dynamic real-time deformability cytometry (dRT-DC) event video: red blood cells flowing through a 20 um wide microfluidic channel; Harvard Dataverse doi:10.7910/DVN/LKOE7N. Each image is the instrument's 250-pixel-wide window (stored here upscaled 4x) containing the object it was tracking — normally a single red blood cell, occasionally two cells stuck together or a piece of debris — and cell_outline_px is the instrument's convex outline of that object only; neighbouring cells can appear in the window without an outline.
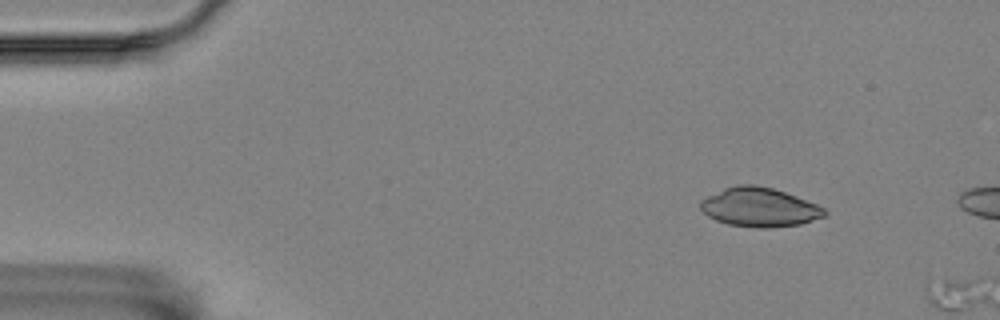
{"species": "Egyptian fruit bat (a non-hibernating species)", "species_latin": "Rousettus aegyptiacus", "temperature_condition": "room temperature", "stored_images_in_passage": 5, "segment_of_instrument_passage": [1, 2], "camera_frame_rate_fps": 3000, "um_per_image_px": 0.085, "animal": {"sex": "female"}, "frame": {"image": 1, "passage_image": 1, "time_ms": 0.0, "image_size_px": [1000, 320], "cell_outline_px": [[828, 212], [824, 216], [800, 224], [768, 228], [756, 228], [728, 224], [716, 220], [708, 216], [700, 208], [700, 200], [724, 188], [736, 184], [756, 184], [772, 188], [796, 196], [816, 204], [824, 208]], "centroid_in_image_um": [64.53, 17.61], "position_along_channel_um": 20.5, "area_um2": 28.15}}